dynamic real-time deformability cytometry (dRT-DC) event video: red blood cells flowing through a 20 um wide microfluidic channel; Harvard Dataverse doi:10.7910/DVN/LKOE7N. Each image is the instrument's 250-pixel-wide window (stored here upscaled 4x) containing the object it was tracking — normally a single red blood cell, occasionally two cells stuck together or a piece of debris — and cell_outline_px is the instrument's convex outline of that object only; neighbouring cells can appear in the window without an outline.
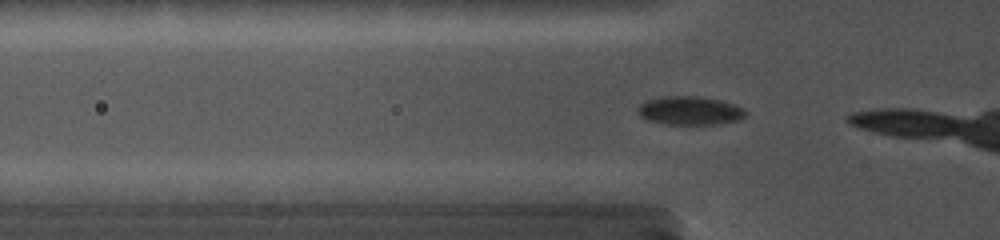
{"species": "common noctule bat (a hibernating species)", "species_latin": "Nyctalus noctula", "temperature_condition": "cold", "stored_images_in_passage": 8, "camera_frame_rate_fps": 5000, "um_per_image_px": 0.085, "animal": {"sex": "female", "body_mass_g": 19.0, "forearm_length_mm": 56.7}, "frame": {"image": 1, "passage_image": 2, "time_ms": 0.2, "image_size_px": [1000, 240], "cell_outline_px": [[748, 112], [740, 120], [716, 124], [668, 124], [648, 120], [640, 116], [636, 108], [640, 104], [648, 100], [660, 96], [700, 96], [732, 104], [744, 108]], "centroid_in_image_um": [58.62, 9.4], "position_along_channel_um": 67.2, "area_um2": 17.86}}